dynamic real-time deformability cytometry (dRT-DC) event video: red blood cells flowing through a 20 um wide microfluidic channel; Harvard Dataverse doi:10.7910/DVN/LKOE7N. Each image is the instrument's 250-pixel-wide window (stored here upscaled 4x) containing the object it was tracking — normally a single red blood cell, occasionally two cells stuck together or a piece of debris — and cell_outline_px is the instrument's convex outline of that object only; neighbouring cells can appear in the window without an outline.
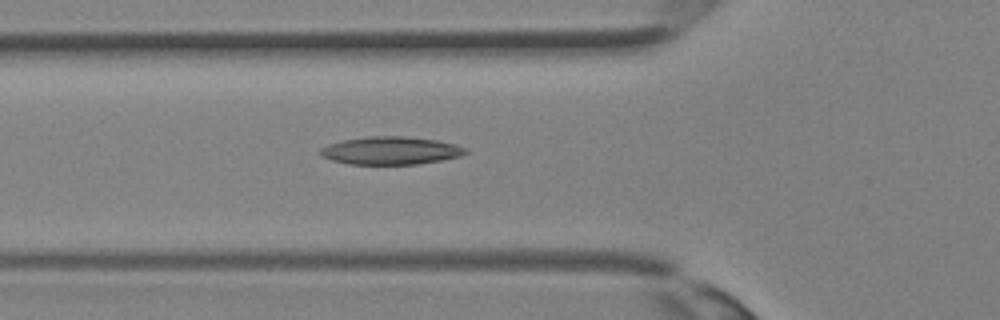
{"species": "Egyptian fruit bat (a non-hibernating species)", "species_latin": "Rousettus aegyptiacus", "temperature_condition": "room temperature", "stored_images_in_passage": 22, "camera_frame_rate_fps": 3000, "um_per_image_px": 0.085, "animal": {"sex": "female"}, "frame": {"image": 1, "passage_image": 2, "time_ms": 0.333, "image_size_px": [1000, 320], "cell_outline_px": [[468, 152], [460, 156], [440, 160], [416, 164], [348, 164], [332, 160], [320, 156], [320, 148], [328, 144], [344, 140], [368, 136], [404, 136], [436, 140], [456, 144], [468, 148]], "centroid_in_image_um": [33.21, 12.8], "position_along_channel_um": 92.6, "area_um2": 23.58}}
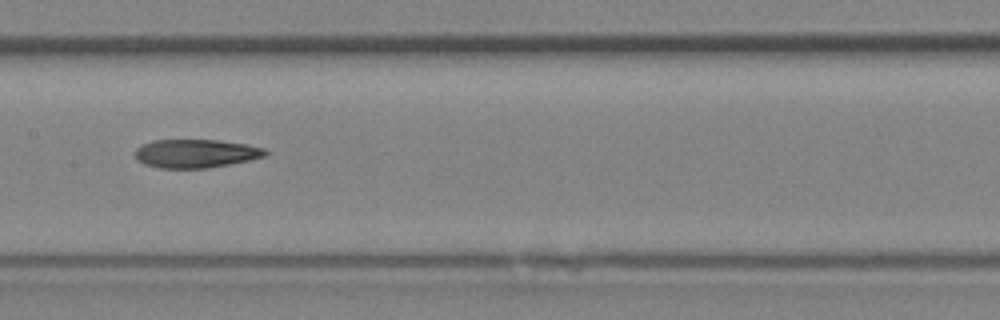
{"frame": {"image": 2, "passage_image": 7, "time_ms": 2.0, "image_size_px": [1000, 320], "cell_outline_px": [[268, 152], [264, 156], [252, 160], [208, 168], [160, 168], [144, 164], [136, 160], [136, 148], [152, 140], [220, 140], [248, 144], [264, 148]], "centroid_in_image_um": [16.66, 13.05], "position_along_channel_um": 190.7, "area_um2": 21.73}}
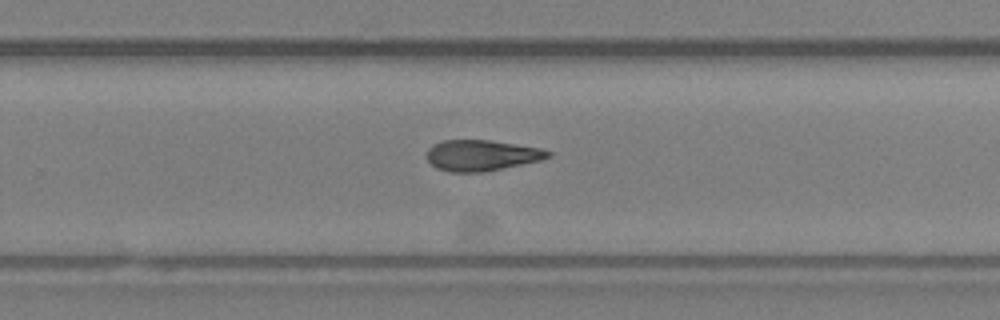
{"frame": {"image": 3, "passage_image": 12, "time_ms": 3.667, "image_size_px": [1000, 320], "cell_outline_px": [[552, 156], [540, 160], [484, 172], [452, 172], [436, 168], [428, 160], [428, 148], [432, 144], [444, 140], [488, 140], [540, 148], [552, 152]], "centroid_in_image_um": [40.93, 13.2], "position_along_channel_um": 288.9, "area_um2": 21.62}}